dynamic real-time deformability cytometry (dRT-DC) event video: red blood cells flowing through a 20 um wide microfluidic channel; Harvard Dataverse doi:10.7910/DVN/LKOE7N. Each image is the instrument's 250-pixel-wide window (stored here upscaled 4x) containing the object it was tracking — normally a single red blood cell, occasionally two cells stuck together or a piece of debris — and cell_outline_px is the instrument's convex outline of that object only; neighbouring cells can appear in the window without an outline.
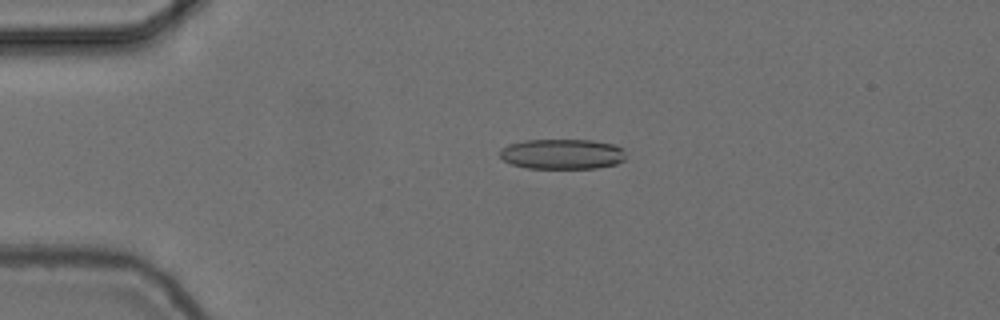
{"species": "common noctule bat (a hibernating species)", "species_latin": "Nyctalus noctula", "temperature_condition": "cold", "stored_images_in_passage": 46, "camera_frame_rate_fps": 3000, "um_per_image_px": 0.085, "animal": {"sex": "female", "body_mass_g": 24.6, "forearm_length_mm": 56.2}, "frame": {"image": 1, "passage_image": 13, "time_ms": 4.0, "image_size_px": [1000, 320], "cell_outline_px": [[628, 156], [624, 160], [616, 164], [596, 168], [528, 168], [512, 164], [504, 160], [500, 156], [500, 148], [508, 144], [524, 140], [592, 140], [616, 144], [624, 148]], "centroid_in_image_um": [47.84, 13.08], "position_along_channel_um": 37.2, "area_um2": 22.48}}
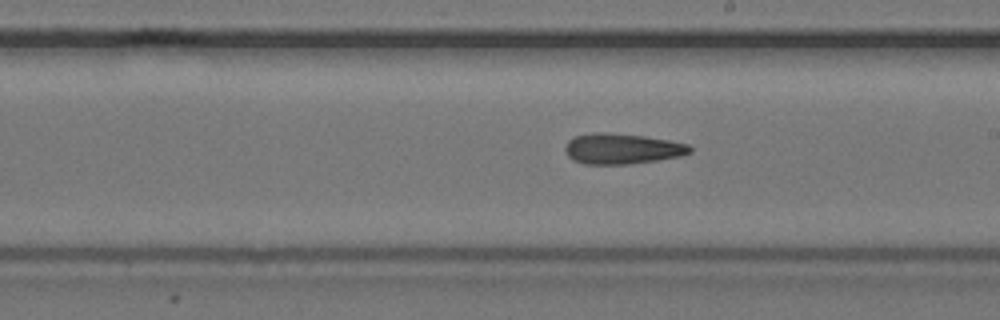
{"frame": {"image": 2, "passage_image": 32, "time_ms": 10.333, "image_size_px": [1000, 320], "cell_outline_px": [[692, 152], [680, 156], [656, 160], [628, 164], [584, 164], [572, 160], [568, 156], [564, 148], [568, 140], [576, 136], [596, 132], [604, 132], [644, 136], [668, 140], [688, 144], [692, 148]], "centroid_in_image_um": [52.86, 12.64], "position_along_channel_um": 236.1, "area_um2": 22.14}}
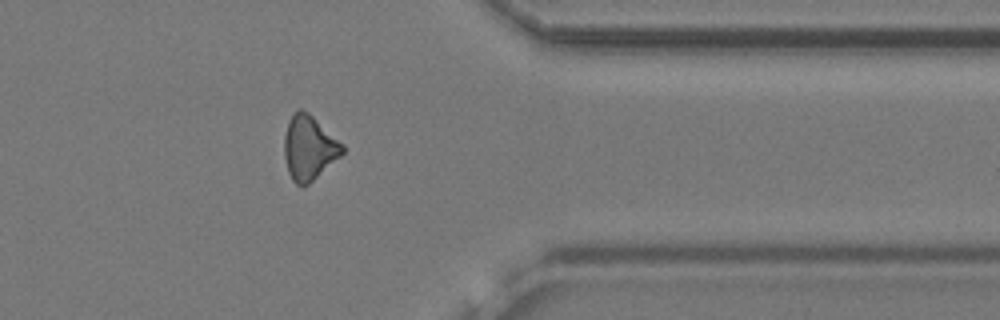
{"frame": {"image": 3, "passage_image": 45, "time_ms": 14.667, "image_size_px": [1000, 320], "cell_outline_px": [[344, 152], [340, 156], [308, 184], [296, 184], [292, 180], [288, 172], [284, 156], [284, 136], [288, 120], [292, 112], [300, 108], [308, 112], [344, 144]], "centroid_in_image_um": [26.25, 12.52], "position_along_channel_um": 385.2, "area_um2": 21.73}}